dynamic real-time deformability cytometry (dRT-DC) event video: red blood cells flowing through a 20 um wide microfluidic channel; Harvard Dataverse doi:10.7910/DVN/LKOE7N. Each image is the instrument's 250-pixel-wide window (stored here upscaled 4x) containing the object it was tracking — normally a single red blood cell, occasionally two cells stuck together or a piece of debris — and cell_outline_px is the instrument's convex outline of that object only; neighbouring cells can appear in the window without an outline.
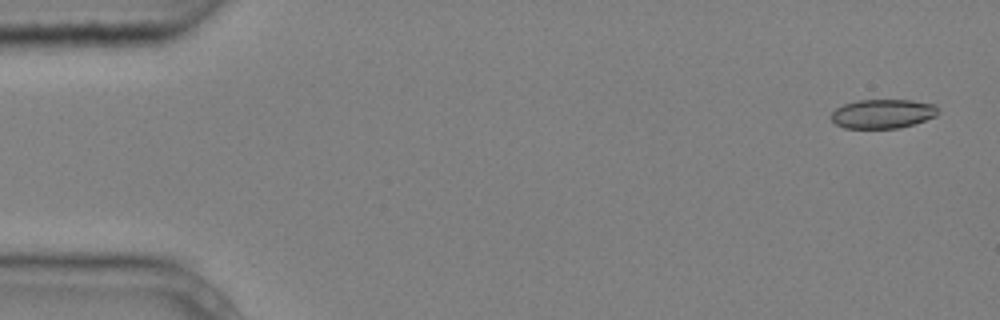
{"species": "common noctule bat (a hibernating species)", "species_latin": "Nyctalus noctula", "temperature_condition": "cold", "stored_images_in_passage": 4, "camera_frame_rate_fps": 3000, "um_per_image_px": 0.085, "animal": {"sex": "male", "body_mass_g": 20.4}, "frame": {"image": 1, "passage_image": 1, "time_ms": 0.0, "image_size_px": [1000, 320], "cell_outline_px": [[940, 112], [936, 116], [900, 128], [844, 128], [836, 124], [828, 116], [836, 108], [844, 104], [856, 100], [912, 100], [936, 104], [940, 108]], "centroid_in_image_um": [75.04, 9.66], "position_along_channel_um": 10.0, "area_um2": 18.38}}